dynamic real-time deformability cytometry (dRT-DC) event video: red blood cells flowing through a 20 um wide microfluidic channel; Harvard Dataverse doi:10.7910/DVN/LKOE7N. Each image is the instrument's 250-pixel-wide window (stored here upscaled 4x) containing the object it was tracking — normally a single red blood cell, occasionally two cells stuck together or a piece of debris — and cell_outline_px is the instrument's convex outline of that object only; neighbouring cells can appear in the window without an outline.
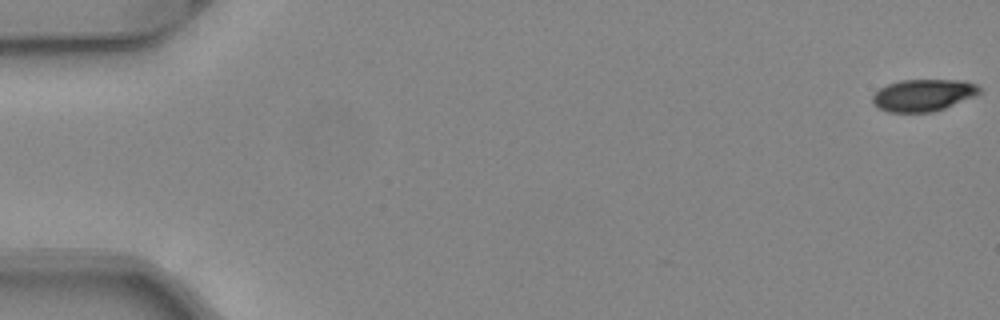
{"species": "common noctule bat (a hibernating species)", "species_latin": "Nyctalus noctula", "temperature_condition": "warm", "stored_images_in_passage": 10, "camera_frame_rate_fps": 3000, "um_per_image_px": 0.085, "animal": {"sex": "female", "body_mass_g": 24.6, "forearm_length_mm": 56.2}, "frame": {"image": 1, "passage_image": 1, "time_ms": 0.0, "image_size_px": [1000, 320], "cell_outline_px": [[984, 88], [980, 92], [972, 96], [944, 108], [932, 112], [888, 112], [872, 104], [872, 96], [880, 88], [888, 84], [900, 80], [964, 80], [976, 84]], "centroid_in_image_um": [78.46, 8.08], "position_along_channel_um": 6.5, "area_um2": 19.83}}